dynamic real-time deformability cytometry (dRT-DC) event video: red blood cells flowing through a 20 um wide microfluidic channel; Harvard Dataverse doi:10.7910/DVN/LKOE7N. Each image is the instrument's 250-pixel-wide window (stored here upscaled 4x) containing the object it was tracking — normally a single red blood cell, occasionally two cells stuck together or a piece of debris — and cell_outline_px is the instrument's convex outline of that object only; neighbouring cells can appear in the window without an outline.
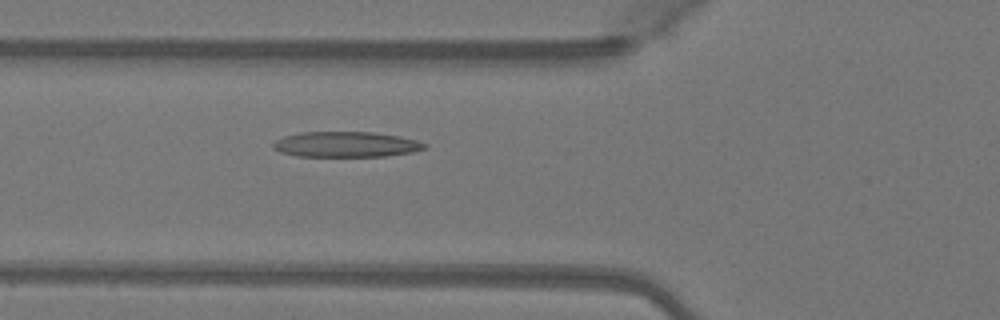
{"species": "Egyptian fruit bat (a non-hibernating species)", "species_latin": "Rousettus aegyptiacus", "temperature_condition": "warm", "stored_images_in_passage": 45, "camera_frame_rate_fps": 3000, "um_per_image_px": 0.085, "animal": {"sex": "female"}, "frame": {"image": 1, "passage_image": 19, "time_ms": 6.0, "image_size_px": [1000, 320], "cell_outline_px": [[428, 148], [412, 152], [384, 156], [296, 156], [280, 152], [272, 148], [272, 144], [276, 140], [284, 136], [300, 132], [372, 132], [400, 136], [416, 140], [428, 144]], "centroid_in_image_um": [29.41, 12.27], "position_along_channel_um": 96.4, "area_um2": 22.54}}
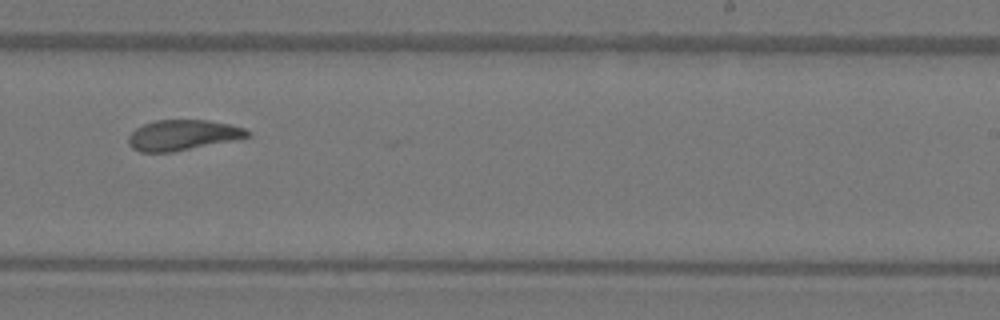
{"frame": {"image": 2, "passage_image": 32, "time_ms": 10.333, "image_size_px": [1000, 320], "cell_outline_px": [[252, 136], [172, 152], [140, 152], [132, 148], [128, 144], [128, 136], [136, 128], [144, 124], [156, 120], [208, 120], [232, 124], [244, 128], [252, 132]], "centroid_in_image_um": [15.54, 11.47], "position_along_channel_um": 273.5, "area_um2": 21.1}}
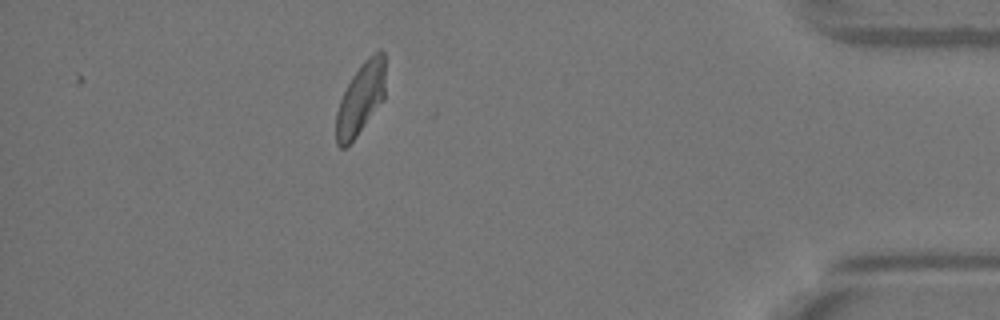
{"frame": {"image": 3, "passage_image": 45, "time_ms": 14.667, "image_size_px": [1000, 320], "cell_outline_px": [[384, 100], [356, 136], [344, 148], [340, 148], [336, 144], [336, 112], [340, 100], [352, 76], [360, 64], [376, 48], [380, 48], [384, 52]], "centroid_in_image_um": [30.66, 8.34], "position_along_channel_um": 404.5, "area_um2": 20.63}, "authors_computed_cell_mechanics": {"area_um2": 22.542, "velocity_mm_per_s": 4.0771, "shape_relaxation_time_tau1_ms": 4.8787, "shape_relaxation_time_tau2_ms": 1.3873, "deformation_change_tau1": 0.2007, "deformation_change_tau2": 0.0765}}